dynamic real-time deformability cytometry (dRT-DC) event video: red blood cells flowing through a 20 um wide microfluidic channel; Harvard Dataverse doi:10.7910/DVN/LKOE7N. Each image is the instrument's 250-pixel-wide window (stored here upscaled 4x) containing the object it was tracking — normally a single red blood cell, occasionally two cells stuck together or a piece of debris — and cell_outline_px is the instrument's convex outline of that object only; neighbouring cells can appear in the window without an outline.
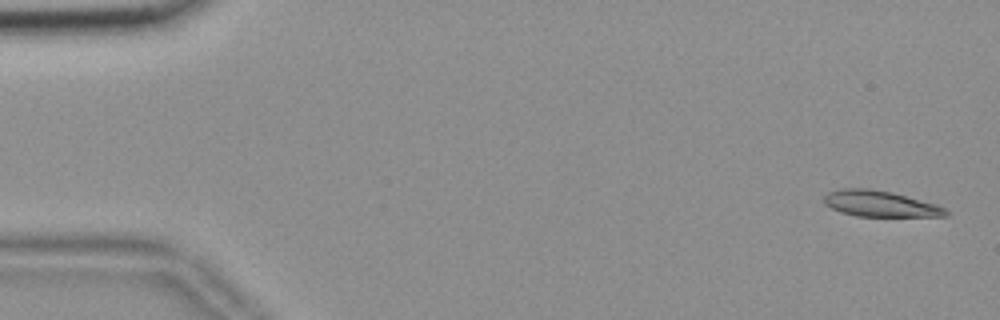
{"species": "common noctule bat (a hibernating species)", "species_latin": "Nyctalus noctula", "temperature_condition": "room temperature", "stored_images_in_passage": 55, "camera_frame_rate_fps": 3000, "um_per_image_px": 0.085, "animal": {"sex": "female", "body_mass_g": 18.4}, "frame": {"image": 1, "passage_image": 2, "time_ms": 0.333, "image_size_px": [1000, 320], "cell_outline_px": [[948, 216], [856, 216], [840, 212], [824, 204], [824, 196], [828, 192], [844, 188], [868, 188], [892, 192], [936, 204], [944, 208], [948, 212]], "centroid_in_image_um": [74.78, 17.31], "position_along_channel_um": 10.2, "area_um2": 18.32}}
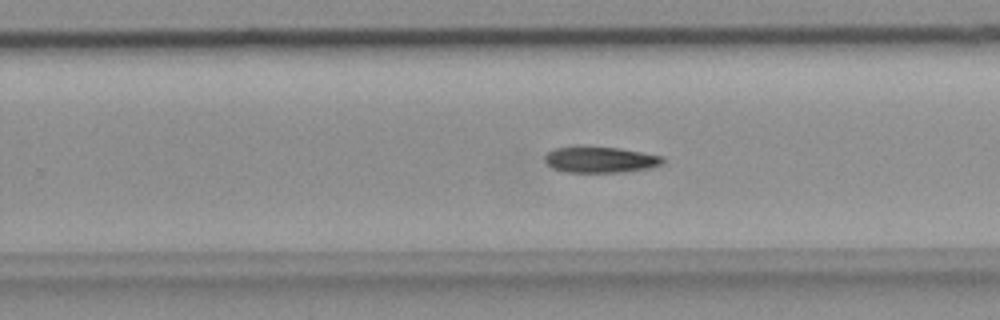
{"frame": {"image": 2, "passage_image": 35, "time_ms": 11.333, "image_size_px": [1000, 320], "cell_outline_px": [[664, 160], [660, 164], [648, 168], [620, 172], [564, 172], [552, 168], [544, 160], [544, 156], [552, 148], [576, 144], [620, 148], [664, 156]], "centroid_in_image_um": [50.93, 13.53], "position_along_channel_um": 278.9, "area_um2": 18.44}}
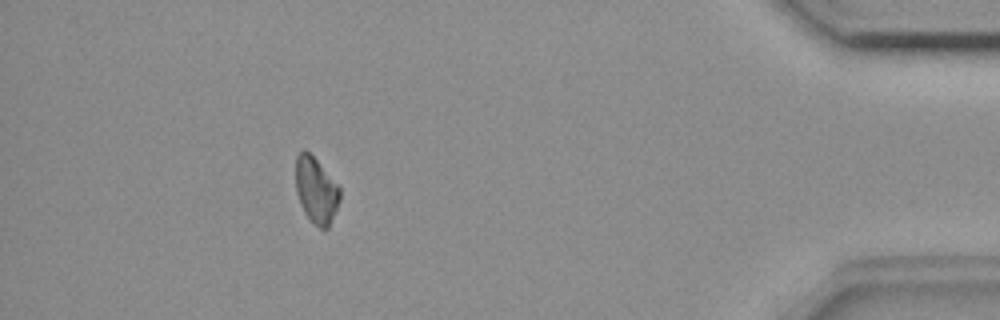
{"frame": {"image": 3, "passage_image": 50, "time_ms": 16.333, "image_size_px": [1000, 320], "cell_outline_px": [[340, 200], [328, 228], [320, 228], [304, 212], [300, 204], [296, 192], [296, 156], [304, 148], [340, 184]], "centroid_in_image_um": [26.88, 16.14], "position_along_channel_um": 408.3, "area_um2": 16.94}, "authors_computed_cell_mechanics": {"area_um2": 18.3226, "velocity_mm_per_s": 3.6606, "shape_relaxation_time_tau1_ms": 7.2525, "shape_relaxation_time_tau2_ms": null, "deformation_change_tau1": 0.1442, "deformation_change_tau2": null}}